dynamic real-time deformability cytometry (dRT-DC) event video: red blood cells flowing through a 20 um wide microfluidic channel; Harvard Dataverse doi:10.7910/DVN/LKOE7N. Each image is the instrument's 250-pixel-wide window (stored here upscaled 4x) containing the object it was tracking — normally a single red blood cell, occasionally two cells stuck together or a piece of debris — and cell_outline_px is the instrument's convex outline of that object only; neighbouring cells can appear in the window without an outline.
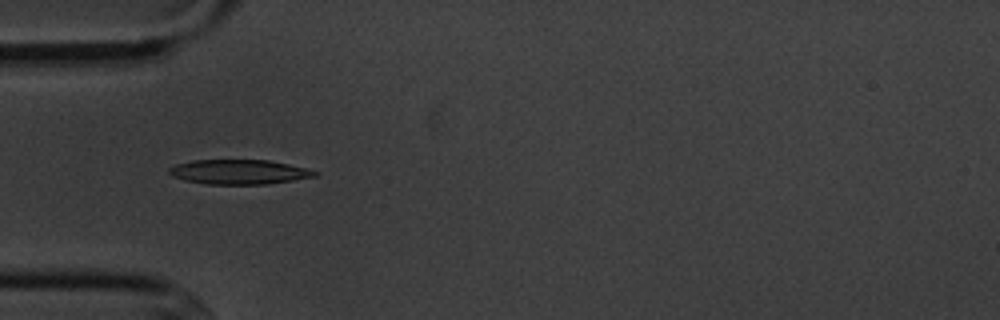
{"species": "common noctule bat (a hibernating species)", "species_latin": "Nyctalus noctula", "temperature_condition": "cold", "stored_images_in_passage": 9, "camera_frame_rate_fps": 3000, "um_per_image_px": 0.085, "animal": {"sex": "male", "body_mass_g": 20.1, "forearm_length_mm": 53.5}, "frame": {"image": 1, "passage_image": 3, "time_ms": 2.333, "image_size_px": [1000, 320], "cell_outline_px": [[320, 172], [316, 176], [292, 180], [264, 184], [208, 184], [184, 180], [172, 176], [168, 172], [168, 168], [176, 164], [192, 160], [268, 160], [308, 168]], "centroid_in_image_um": [20.31, 14.61], "position_along_channel_um": 64.7, "area_um2": 20.87}}
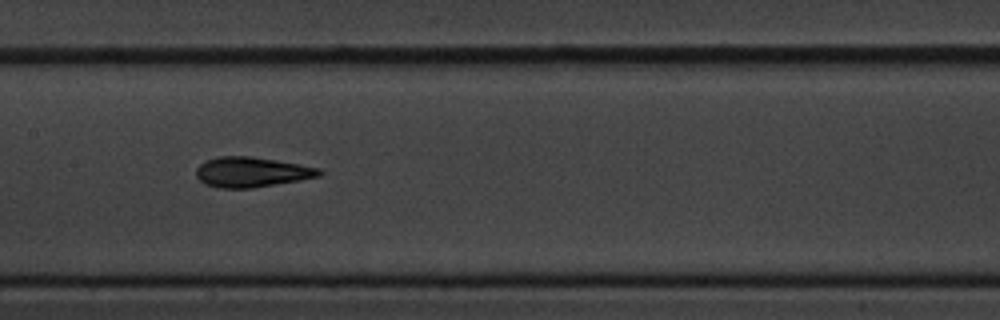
{"frame": {"image": 2, "passage_image": 6, "time_ms": 5.667, "image_size_px": [1000, 320], "cell_outline_px": [[324, 172], [320, 176], [300, 180], [252, 188], [220, 188], [204, 184], [196, 176], [196, 168], [200, 164], [208, 160], [220, 156], [248, 156], [276, 160], [300, 164], [320, 168]], "centroid_in_image_um": [21.4, 14.63], "position_along_channel_um": 186.0, "area_um2": 21.56}}
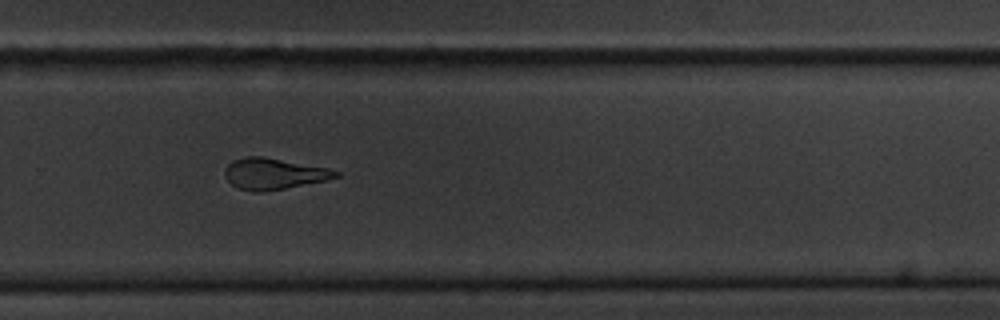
{"frame": {"image": 3, "passage_image": 9, "time_ms": 9.0, "image_size_px": [1000, 320], "cell_outline_px": [[340, 176], [328, 180], [284, 188], [260, 192], [252, 192], [240, 188], [232, 184], [224, 176], [224, 172], [228, 164], [232, 160], [244, 156], [260, 156], [328, 168], [340, 172]], "centroid_in_image_um": [23.26, 14.76], "position_along_channel_um": 306.5, "area_um2": 20.0}}